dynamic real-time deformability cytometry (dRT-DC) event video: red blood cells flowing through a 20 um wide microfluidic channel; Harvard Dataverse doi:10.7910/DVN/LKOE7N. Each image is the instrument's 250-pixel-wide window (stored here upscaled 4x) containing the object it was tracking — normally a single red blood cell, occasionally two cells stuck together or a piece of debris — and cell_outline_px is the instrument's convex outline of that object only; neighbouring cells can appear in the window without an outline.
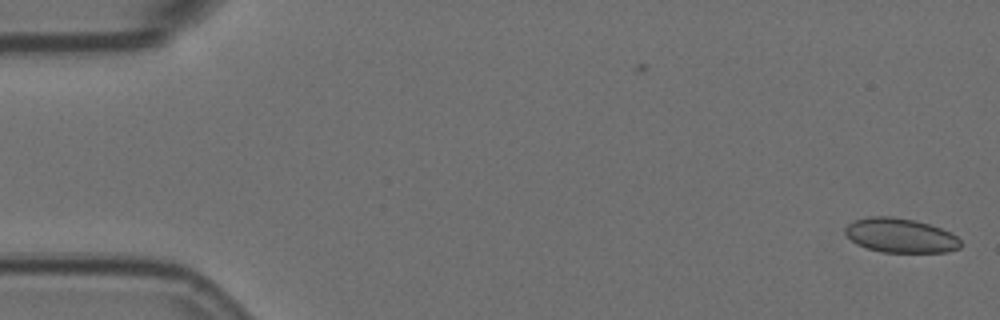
{"species": "Egyptian fruit bat (a non-hibernating species)", "species_latin": "Rousettus aegyptiacus", "temperature_condition": "room temperature", "stored_images_in_passage": 56, "camera_frame_rate_fps": 3000, "um_per_image_px": 0.085, "animal": {"sex": "female"}, "frame": {"image": 1, "passage_image": 1, "time_ms": 0.0, "image_size_px": [1000, 320], "cell_outline_px": [[960, 248], [948, 252], [880, 252], [856, 244], [844, 232], [844, 228], [848, 224], [856, 220], [868, 216], [892, 216], [916, 220], [952, 232], [960, 240]], "centroid_in_image_um": [76.54, 20.01], "position_along_channel_um": 8.5, "area_um2": 23.18}}
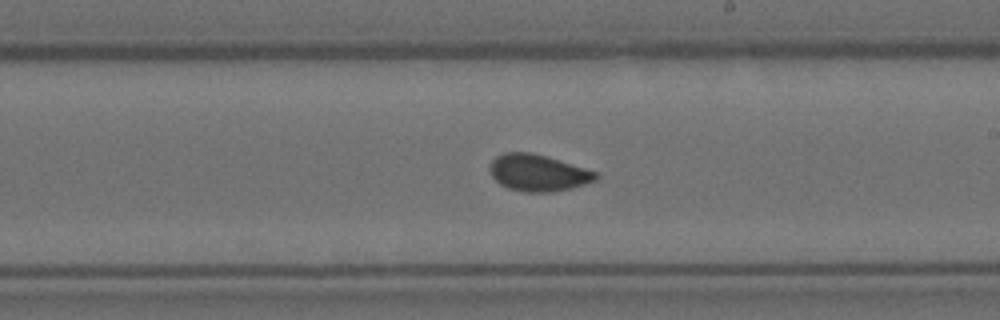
{"frame": {"image": 2, "passage_image": 32, "time_ms": 10.333, "image_size_px": [1000, 320], "cell_outline_px": [[600, 176], [596, 180], [572, 188], [552, 192], [528, 192], [508, 188], [500, 184], [492, 176], [488, 168], [492, 160], [496, 156], [504, 152], [532, 152], [584, 168], [596, 172]], "centroid_in_image_um": [45.71, 14.69], "position_along_channel_um": 243.3, "area_um2": 22.54}}
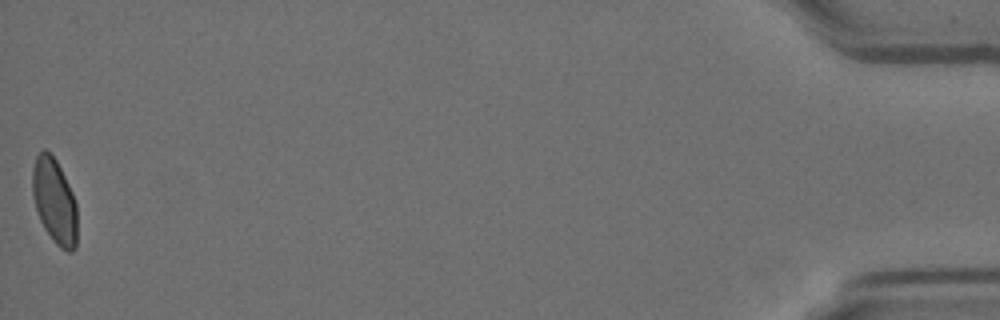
{"frame": {"image": 3, "passage_image": 56, "time_ms": 18.333, "image_size_px": [1000, 320], "cell_outline_px": [[76, 248], [72, 252], [68, 252], [60, 248], [56, 244], [44, 228], [40, 220], [36, 208], [32, 192], [32, 168], [36, 156], [44, 148], [56, 160], [72, 192], [76, 204]], "centroid_in_image_um": [4.62, 17.11], "position_along_channel_um": 430.6, "area_um2": 22.08}}